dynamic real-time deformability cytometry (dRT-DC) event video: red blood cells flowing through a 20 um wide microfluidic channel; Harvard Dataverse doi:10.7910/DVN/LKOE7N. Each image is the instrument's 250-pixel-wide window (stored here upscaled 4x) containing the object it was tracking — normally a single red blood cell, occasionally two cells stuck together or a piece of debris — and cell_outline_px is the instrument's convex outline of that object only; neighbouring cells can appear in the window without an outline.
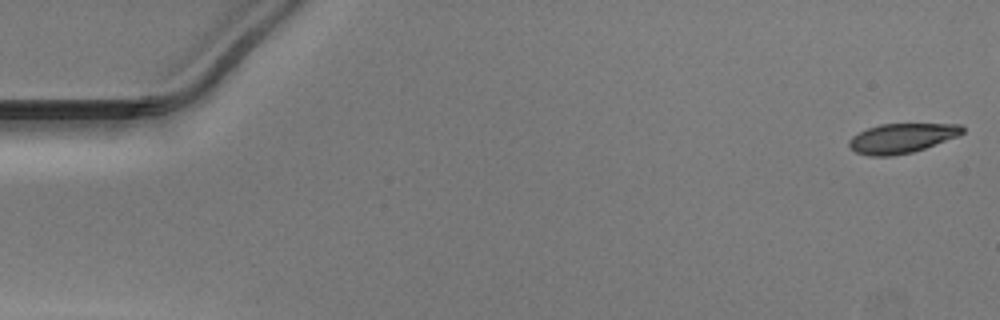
{"species": "Egyptian fruit bat (a non-hibernating species)", "species_latin": "Rousettus aegyptiacus", "temperature_condition": "warm", "stored_images_in_passage": 52, "camera_frame_rate_fps": 3000, "um_per_image_px": 0.085, "animal": {"sex": "male"}, "frame": {"image": 1, "passage_image": 1, "time_ms": 0.0, "image_size_px": [1000, 320], "cell_outline_px": [[964, 132], [956, 136], [924, 148], [912, 152], [892, 156], [872, 156], [856, 152], [848, 144], [848, 140], [852, 136], [868, 128], [880, 124], [960, 124], [964, 128]], "centroid_in_image_um": [76.62, 11.74], "position_along_channel_um": 8.4, "area_um2": 19.25}}
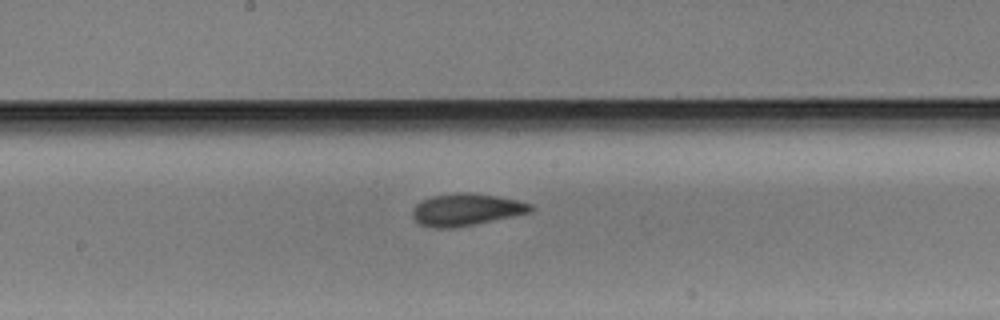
{"frame": {"image": 2, "passage_image": 27, "time_ms": 8.667, "image_size_px": [1000, 320], "cell_outline_px": [[532, 212], [452, 228], [432, 228], [420, 224], [412, 216], [412, 208], [416, 204], [432, 196], [468, 192], [472, 192], [496, 196], [516, 200], [532, 204]], "centroid_in_image_um": [39.6, 17.82], "position_along_channel_um": 208.6, "area_um2": 21.73}}
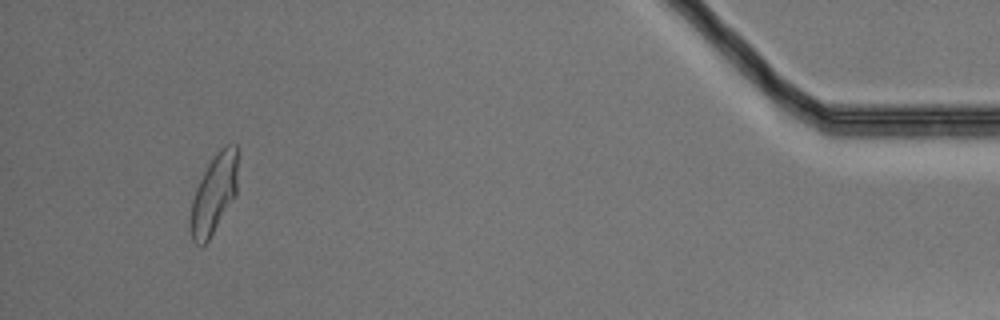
{"frame": {"image": 3, "passage_image": 48, "time_ms": 15.667, "image_size_px": [1000, 320], "cell_outline_px": [[240, 148], [236, 196], [208, 240], [204, 244], [196, 244], [192, 240], [188, 228], [188, 224], [192, 200], [196, 188], [208, 164], [216, 152], [224, 144], [236, 144]], "centroid_in_image_um": [18.22, 16.43], "position_along_channel_um": 417.0, "area_um2": 22.54}}